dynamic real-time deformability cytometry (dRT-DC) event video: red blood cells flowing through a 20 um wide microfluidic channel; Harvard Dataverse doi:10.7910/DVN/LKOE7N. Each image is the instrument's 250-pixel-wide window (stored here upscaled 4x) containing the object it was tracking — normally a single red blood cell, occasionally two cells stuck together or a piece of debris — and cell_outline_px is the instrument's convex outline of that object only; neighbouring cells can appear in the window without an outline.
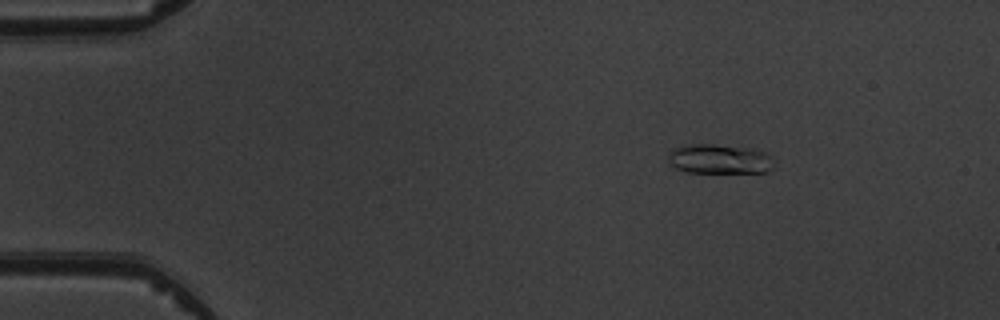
{"species": "common noctule bat (a hibernating species)", "species_latin": "Nyctalus noctula", "temperature_condition": "warm", "stored_images_in_passage": 4, "camera_frame_rate_fps": 3000, "um_per_image_px": 0.085, "animal": {"sex": "male", "body_mass_g": 19.5, "forearm_length_mm": 54.6}, "frame": {"image": 1, "passage_image": 1, "time_ms": 0.0, "image_size_px": [1000, 320], "cell_outline_px": [[772, 168], [764, 172], [688, 172], [676, 168], [668, 160], [668, 152], [676, 148], [692, 144], [712, 144], [756, 148], [772, 156]], "centroid_in_image_um": [61.17, 13.5], "position_along_channel_um": 23.8, "area_um2": 18.15}}